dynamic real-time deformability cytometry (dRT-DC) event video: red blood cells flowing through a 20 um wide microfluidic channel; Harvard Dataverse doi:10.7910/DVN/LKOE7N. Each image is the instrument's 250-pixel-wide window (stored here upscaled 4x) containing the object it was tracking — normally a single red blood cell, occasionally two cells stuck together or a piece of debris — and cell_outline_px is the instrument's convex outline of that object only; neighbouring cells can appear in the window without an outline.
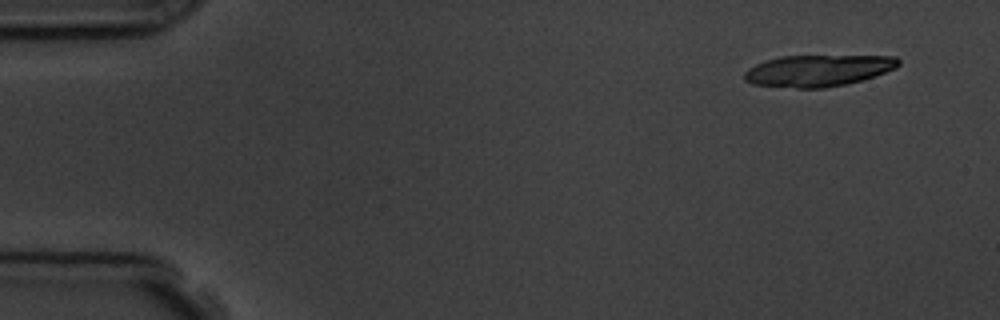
{"species": "common noctule bat (a hibernating species)", "species_latin": "Nyctalus noctula", "temperature_condition": "room temperature", "stored_images_in_passage": 4, "camera_frame_rate_fps": 3000, "um_per_image_px": 0.085, "animal": {"sex": "male", "body_mass_g": 19.5, "forearm_length_mm": 54.6}, "frame": {"image": 1, "passage_image": 1, "time_ms": 0.0, "image_size_px": [1000, 320], "cell_outline_px": [[900, 64], [896, 68], [860, 80], [844, 84], [824, 88], [796, 88], [752, 84], [744, 80], [744, 72], [748, 68], [764, 60], [780, 56], [896, 56], [900, 60]], "centroid_in_image_um": [69.49, 5.99], "position_along_channel_um": 15.5, "area_um2": 28.21}}